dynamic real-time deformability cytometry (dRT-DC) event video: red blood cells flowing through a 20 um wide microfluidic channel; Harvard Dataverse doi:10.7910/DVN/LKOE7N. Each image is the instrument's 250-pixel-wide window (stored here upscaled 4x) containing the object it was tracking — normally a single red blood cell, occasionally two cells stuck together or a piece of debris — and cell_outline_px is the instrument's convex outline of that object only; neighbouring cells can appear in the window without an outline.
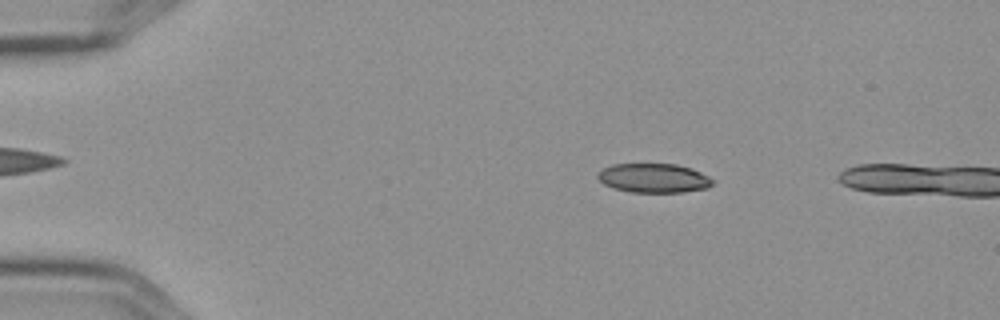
{"species": "Egyptian fruit bat (a non-hibernating species)", "species_latin": "Rousettus aegyptiacus", "temperature_condition": "cold", "stored_images_in_passage": 7, "camera_frame_rate_fps": 3000, "um_per_image_px": 0.085, "frame": {"image": 1, "passage_image": 4, "time_ms": 1.0, "image_size_px": [1000, 320], "cell_outline_px": [[716, 180], [708, 188], [684, 192], [632, 192], [612, 188], [604, 184], [596, 176], [604, 168], [612, 164], [676, 164], [692, 168]], "centroid_in_image_um": [55.6, 15.14], "position_along_channel_um": 29.4, "area_um2": 19.59}}